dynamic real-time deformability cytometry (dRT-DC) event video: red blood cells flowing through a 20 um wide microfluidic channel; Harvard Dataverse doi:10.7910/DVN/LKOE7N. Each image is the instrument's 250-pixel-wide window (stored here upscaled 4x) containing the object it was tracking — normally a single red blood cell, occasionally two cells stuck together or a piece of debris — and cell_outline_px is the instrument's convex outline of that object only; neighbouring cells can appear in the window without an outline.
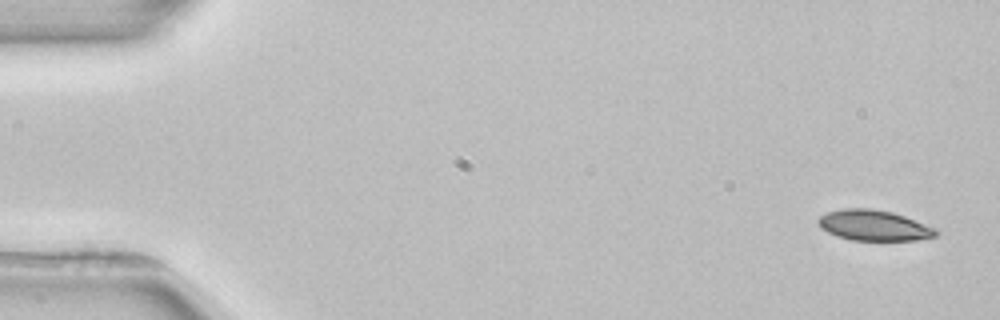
{"species": "common noctule bat (a hibernating species)", "species_latin": "Nyctalus noctula", "temperature_condition": "room temperature", "stored_images_in_passage": 5, "camera_frame_rate_fps": 3000, "um_per_image_px": 0.085, "animal": {"sex": "female", "body_mass_g": 22.7, "forearm_length_mm": 54.2}, "frame": {"image": 1, "passage_image": 1, "time_ms": 0.0, "image_size_px": [1000, 320], "cell_outline_px": [[940, 232], [936, 236], [916, 240], [852, 240], [836, 236], [820, 228], [816, 220], [820, 216], [828, 212], [844, 208], [868, 208], [892, 212], [904, 216], [936, 228]], "centroid_in_image_um": [74.27, 19.16], "position_along_channel_um": 10.7, "area_um2": 20.98}}
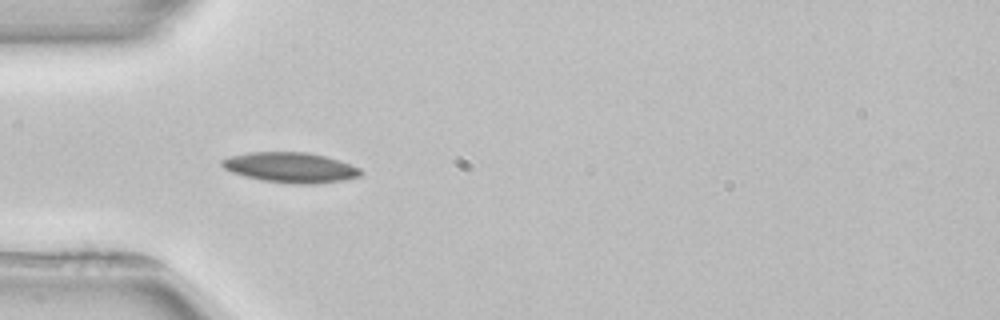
{"frame": {"image": 2, "passage_image": 4, "time_ms": 4.667, "image_size_px": [1000, 320], "cell_outline_px": [[364, 172], [360, 176], [344, 180], [316, 184], [292, 184], [260, 180], [244, 176], [232, 172], [224, 168], [220, 164], [220, 160], [232, 156], [248, 152], [304, 152], [324, 156], [340, 160], [360, 168]], "centroid_in_image_um": [24.7, 14.24], "position_along_channel_um": 60.3, "area_um2": 24.57}}